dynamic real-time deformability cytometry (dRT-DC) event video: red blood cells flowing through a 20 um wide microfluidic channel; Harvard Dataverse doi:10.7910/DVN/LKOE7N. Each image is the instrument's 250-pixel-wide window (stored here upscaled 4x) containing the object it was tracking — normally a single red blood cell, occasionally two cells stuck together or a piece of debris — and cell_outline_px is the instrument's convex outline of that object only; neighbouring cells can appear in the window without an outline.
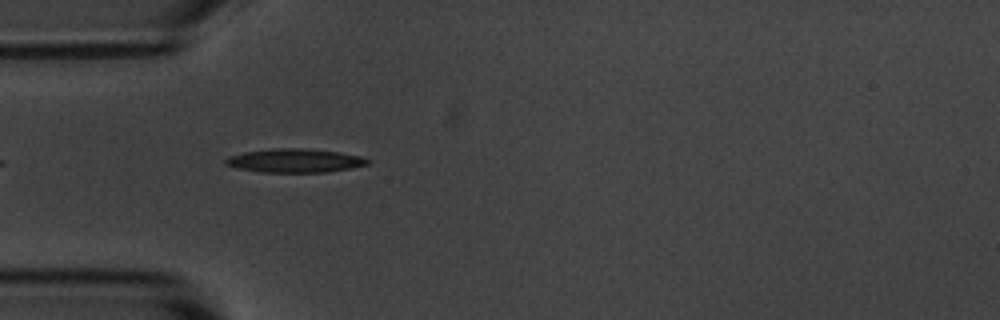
{"species": "common noctule bat (a hibernating species)", "species_latin": "Nyctalus noctula", "temperature_condition": "room temperature", "stored_images_in_passage": 2, "camera_frame_rate_fps": 3000, "um_per_image_px": 0.085, "animal": {"sex": "male", "body_mass_g": 20.1, "forearm_length_mm": 53.5}, "frame": {"image": 1, "passage_image": 1, "time_ms": 0.0, "image_size_px": [1000, 320], "cell_outline_px": [[372, 160], [368, 164], [352, 168], [324, 172], [260, 172], [240, 168], [224, 164], [224, 160], [228, 156], [244, 152], [272, 148], [300, 148], [340, 152], [360, 156]], "centroid_in_image_um": [25.07, 13.65], "position_along_channel_um": 59.9, "area_um2": 19.59}}